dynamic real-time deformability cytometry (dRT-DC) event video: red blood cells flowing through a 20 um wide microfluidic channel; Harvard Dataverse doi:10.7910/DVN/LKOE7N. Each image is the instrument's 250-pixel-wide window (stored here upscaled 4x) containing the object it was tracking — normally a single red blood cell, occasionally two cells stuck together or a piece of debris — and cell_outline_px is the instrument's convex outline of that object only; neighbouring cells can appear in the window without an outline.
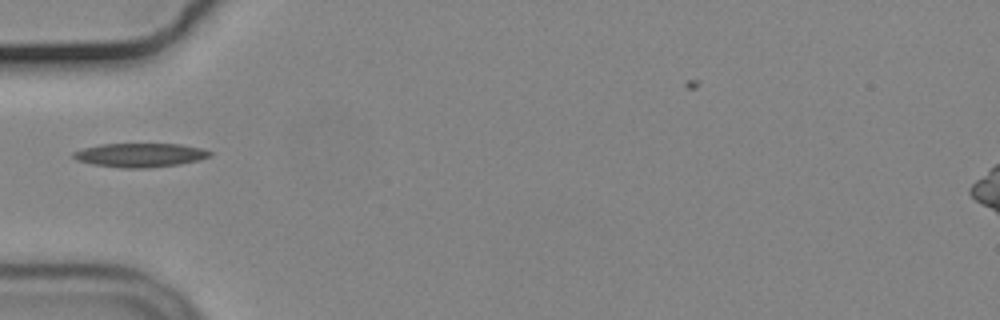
{"species": "common noctule bat (a hibernating species)", "species_latin": "Nyctalus noctula", "temperature_condition": "cold", "stored_images_in_passage": 8, "camera_frame_rate_fps": 3000, "um_per_image_px": 0.085, "animal": {"sex": "male", "body_mass_g": 19.2, "forearm_length_mm": 51.8}, "frame": {"image": 1, "passage_image": 1, "time_ms": 0.0, "image_size_px": [1000, 320], "cell_outline_px": [[212, 156], [200, 160], [180, 164], [144, 168], [124, 168], [92, 164], [76, 160], [72, 156], [72, 152], [84, 148], [100, 144], [180, 144], [200, 148], [212, 152]], "centroid_in_image_um": [11.91, 13.18], "position_along_channel_um": 73.1, "area_um2": 19.02}}
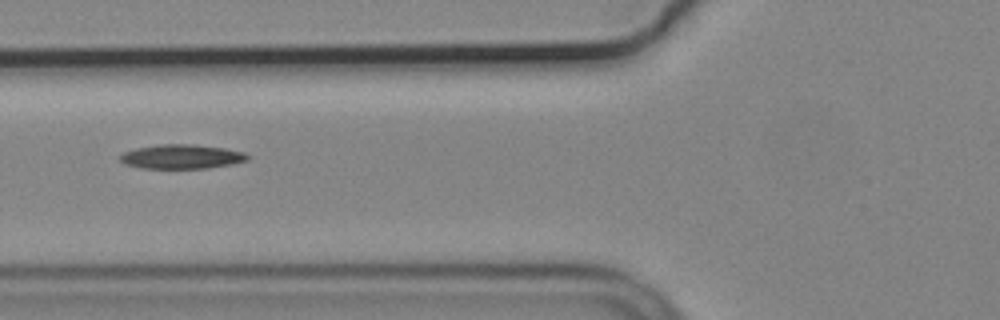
{"frame": {"image": 2, "passage_image": 4, "time_ms": 1.0, "image_size_px": [1000, 320], "cell_outline_px": [[252, 156], [248, 160], [232, 164], [208, 168], [140, 168], [124, 164], [120, 160], [120, 156], [124, 152], [136, 148], [160, 144], [196, 144], [224, 148], [244, 152]], "centroid_in_image_um": [15.47, 13.31], "position_along_channel_um": 110.3, "area_um2": 18.15}}
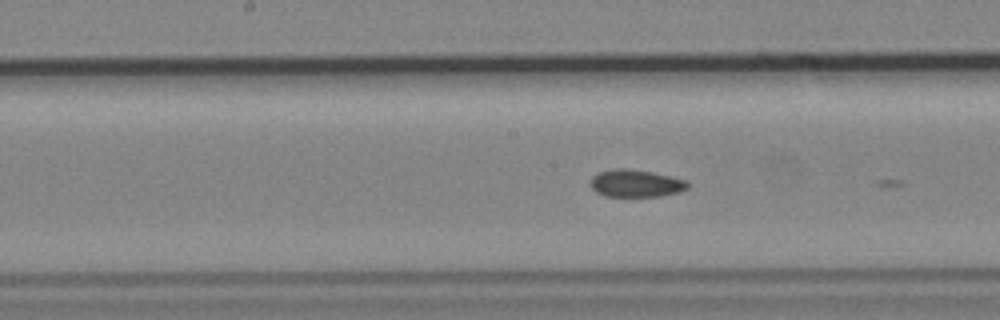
{"frame": {"image": 3, "passage_image": 7, "time_ms": 2.0, "image_size_px": [1000, 320], "cell_outline_px": [[688, 188], [680, 192], [660, 196], [604, 196], [596, 192], [592, 188], [592, 176], [600, 172], [616, 168], [624, 168], [652, 172], [672, 176], [688, 180]], "centroid_in_image_um": [54.09, 15.58], "position_along_channel_um": 194.1, "area_um2": 15.49}}